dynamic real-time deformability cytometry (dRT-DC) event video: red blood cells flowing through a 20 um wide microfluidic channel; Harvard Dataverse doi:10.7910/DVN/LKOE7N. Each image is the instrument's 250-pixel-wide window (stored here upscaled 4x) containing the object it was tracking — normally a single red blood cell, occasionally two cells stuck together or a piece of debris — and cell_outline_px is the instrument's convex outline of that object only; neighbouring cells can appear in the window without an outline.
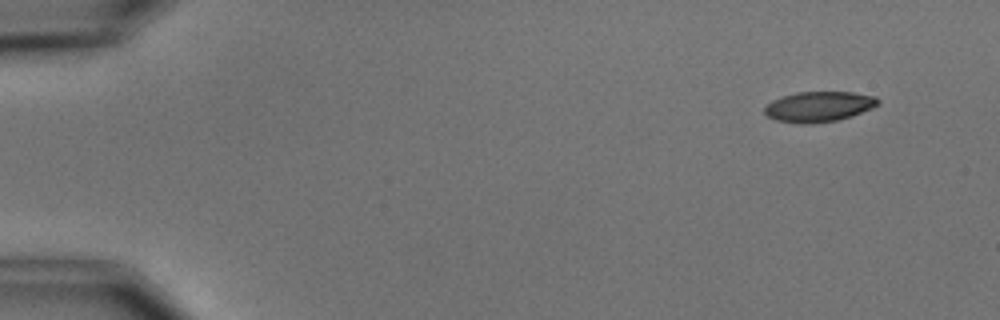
{"species": "common noctule bat (a hibernating species)", "species_latin": "Nyctalus noctula", "temperature_condition": "cold", "stored_images_in_passage": 6, "camera_frame_rate_fps": 3000, "um_per_image_px": 0.085, "animal": {"sex": "male", "body_mass_g": 15.6}, "frame": {"image": 1, "passage_image": 1, "time_ms": 0.0, "image_size_px": [1000, 320], "cell_outline_px": [[880, 104], [872, 108], [852, 116], [836, 120], [812, 124], [800, 124], [776, 120], [768, 116], [764, 112], [764, 108], [772, 100], [796, 92], [852, 92], [876, 96], [880, 100]], "centroid_in_image_um": [69.63, 9.06], "position_along_channel_um": 15.4, "area_um2": 20.11}}
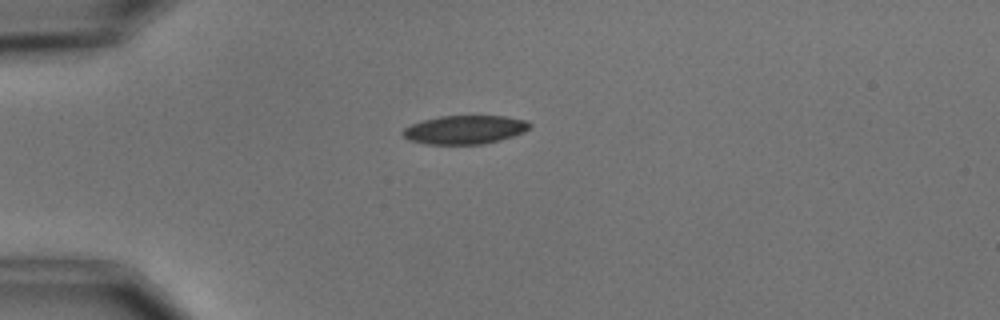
{"frame": {"image": 2, "passage_image": 4, "time_ms": 3.333, "image_size_px": [1000, 320], "cell_outline_px": [[532, 128], [524, 132], [500, 140], [484, 144], [428, 144], [408, 140], [400, 132], [404, 128], [412, 124], [424, 120], [440, 116], [504, 116], [524, 120], [532, 124]], "centroid_in_image_um": [39.52, 11.03], "position_along_channel_um": 45.5, "area_um2": 21.15}}